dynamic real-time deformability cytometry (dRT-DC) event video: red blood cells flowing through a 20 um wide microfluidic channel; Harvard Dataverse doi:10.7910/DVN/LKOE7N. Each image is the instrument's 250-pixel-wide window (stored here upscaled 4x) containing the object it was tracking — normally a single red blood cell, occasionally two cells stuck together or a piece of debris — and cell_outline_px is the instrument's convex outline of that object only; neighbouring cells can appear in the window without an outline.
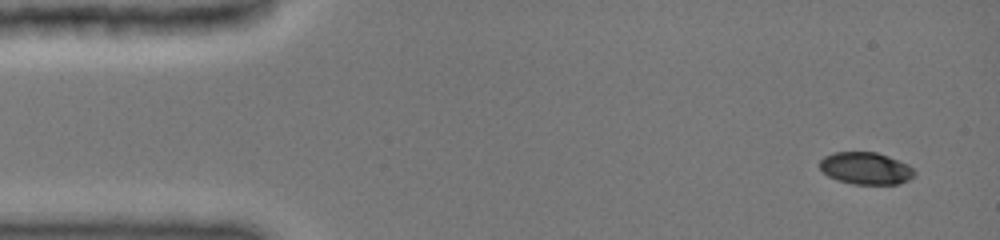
{"species": "common noctule bat (a hibernating species)", "species_latin": "Nyctalus noctula", "temperature_condition": "cold", "stored_images_in_passage": 5, "camera_frame_rate_fps": 3000, "um_per_image_px": 0.085, "animal": {"sex": "female", "body_mass_g": 19.0, "forearm_length_mm": 51.5}, "frame": {"image": 1, "passage_image": 1, "time_ms": 0.0, "image_size_px": [1000, 240], "cell_outline_px": [[916, 172], [908, 180], [896, 184], [852, 184], [836, 180], [828, 176], [820, 168], [820, 160], [824, 156], [832, 152], [876, 152], [888, 156], [908, 164]], "centroid_in_image_um": [73.57, 14.3], "position_along_channel_um": 11.4, "area_um2": 17.74}}
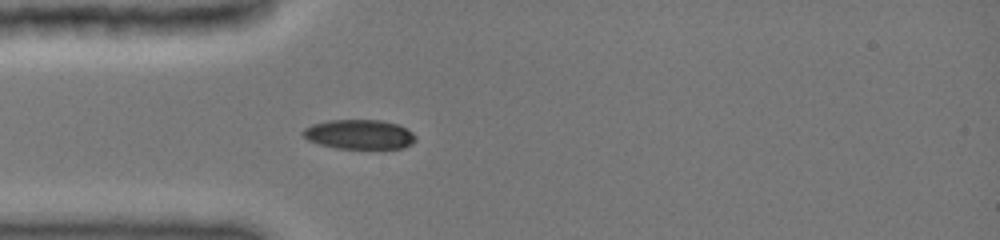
{"frame": {"image": 2, "passage_image": 5, "time_ms": 3.667, "image_size_px": [1000, 240], "cell_outline_px": [[416, 140], [412, 144], [404, 148], [336, 148], [320, 144], [308, 140], [300, 132], [304, 128], [312, 124], [332, 120], [380, 120], [396, 124], [412, 132], [416, 136]], "centroid_in_image_um": [30.54, 11.42], "position_along_channel_um": 54.5, "area_um2": 19.25}}